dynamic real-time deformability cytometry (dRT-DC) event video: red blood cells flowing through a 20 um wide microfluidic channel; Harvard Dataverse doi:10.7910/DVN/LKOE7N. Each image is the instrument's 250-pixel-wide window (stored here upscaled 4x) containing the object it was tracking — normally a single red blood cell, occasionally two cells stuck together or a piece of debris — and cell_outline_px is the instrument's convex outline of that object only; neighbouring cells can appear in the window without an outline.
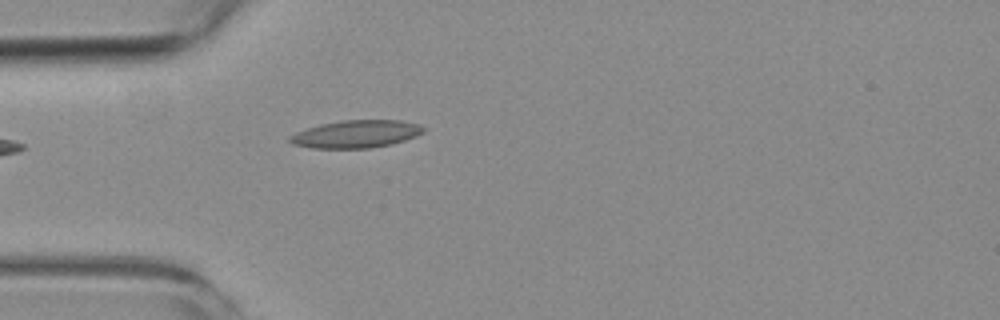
{"species": "common noctule bat (a hibernating species)", "species_latin": "Nyctalus noctula", "temperature_condition": "room temperature", "stored_images_in_passage": 4, "camera_frame_rate_fps": 3000, "um_per_image_px": 0.085, "animal": {"sex": "female", "body_mass_g": 19.3, "forearm_length_mm": 54.1}, "frame": {"image": 1, "passage_image": 4, "time_ms": 4.667, "image_size_px": [1000, 320], "cell_outline_px": [[424, 132], [416, 136], [392, 144], [368, 148], [312, 148], [292, 144], [288, 140], [288, 136], [296, 132], [320, 124], [344, 120], [400, 120], [420, 124], [424, 128]], "centroid_in_image_um": [30.26, 11.39], "position_along_channel_um": 54.7, "area_um2": 21.5}}